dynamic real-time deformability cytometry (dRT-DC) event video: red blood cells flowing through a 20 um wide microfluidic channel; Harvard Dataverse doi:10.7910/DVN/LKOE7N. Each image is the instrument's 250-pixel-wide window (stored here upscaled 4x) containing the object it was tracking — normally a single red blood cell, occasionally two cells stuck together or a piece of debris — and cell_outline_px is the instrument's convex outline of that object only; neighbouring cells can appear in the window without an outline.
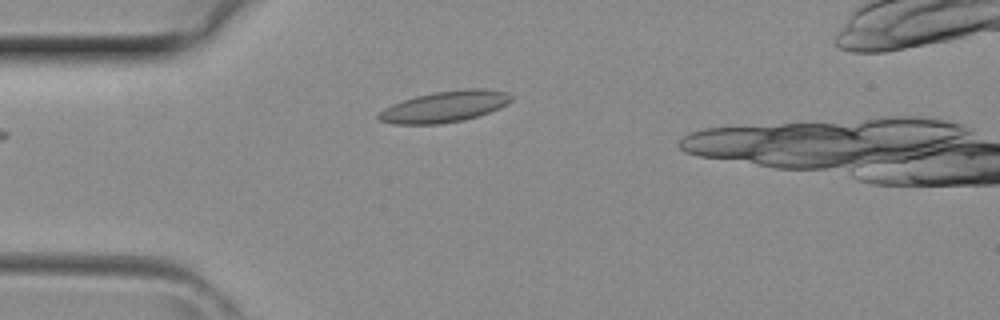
{"species": "common noctule bat (a hibernating species)", "species_latin": "Nyctalus noctula", "temperature_condition": "room temperature", "stored_images_in_passage": 2, "camera_frame_rate_fps": 3000, "um_per_image_px": 0.085, "animal": {"sex": "female", "body_mass_g": 29.2, "forearm_length_mm": 56.3}, "frame": {"image": 1, "passage_image": 2, "time_ms": 0.333, "image_size_px": [1000, 320], "cell_outline_px": [[512, 100], [508, 104], [500, 108], [480, 116], [464, 120], [440, 124], [392, 124], [380, 120], [376, 116], [384, 108], [392, 104], [416, 96], [436, 92], [468, 88], [480, 88], [504, 92], [512, 96]], "centroid_in_image_um": [37.81, 9.07], "position_along_channel_um": 47.2, "area_um2": 24.04}}